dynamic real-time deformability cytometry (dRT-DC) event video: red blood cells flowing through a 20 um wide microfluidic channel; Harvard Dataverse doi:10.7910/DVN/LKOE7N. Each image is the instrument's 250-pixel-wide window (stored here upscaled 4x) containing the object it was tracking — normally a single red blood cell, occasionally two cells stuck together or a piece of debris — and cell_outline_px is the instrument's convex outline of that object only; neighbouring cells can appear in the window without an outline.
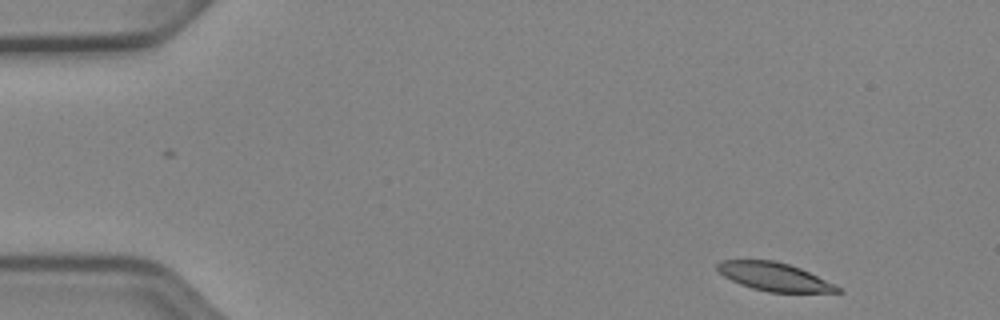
{"species": "Egyptian fruit bat (a non-hibernating species)", "species_latin": "Rousettus aegyptiacus", "temperature_condition": "cold", "stored_images_in_passage": 48, "camera_frame_rate_fps": 3000, "um_per_image_px": 0.085, "animal": {"sex": "female"}, "frame": {"image": 1, "passage_image": 1, "time_ms": 0.0, "image_size_px": [1000, 320], "cell_outline_px": [[844, 292], [768, 292], [752, 288], [740, 284], [724, 276], [716, 268], [716, 264], [720, 260], [776, 260], [800, 268], [840, 288]], "centroid_in_image_um": [65.75, 23.51], "position_along_channel_um": 19.2, "area_um2": 19.48}}
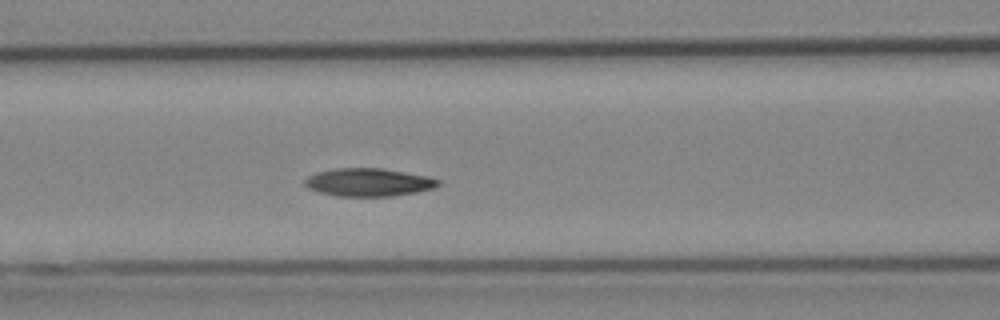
{"frame": {"image": 2, "passage_image": 18, "time_ms": 5.667, "image_size_px": [1000, 320], "cell_outline_px": [[440, 184], [432, 188], [416, 192], [392, 196], [336, 196], [320, 192], [308, 188], [304, 184], [304, 180], [308, 176], [316, 172], [336, 168], [380, 168], [428, 176], [440, 180]], "centroid_in_image_um": [31.3, 15.49], "position_along_channel_um": 135.3, "area_um2": 21.68}}
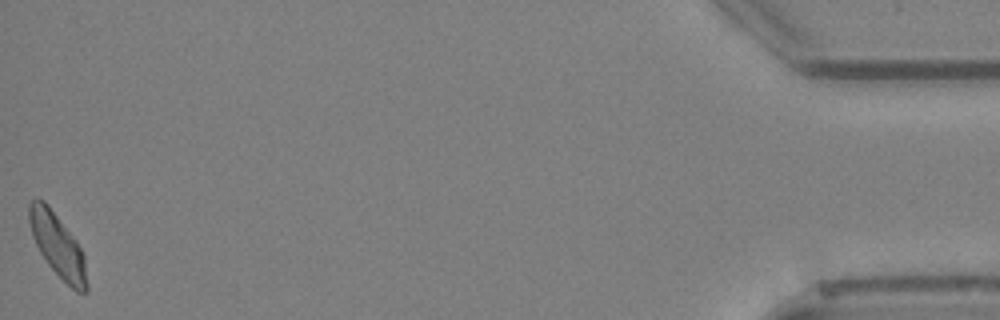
{"frame": {"image": 3, "passage_image": 48, "time_ms": 15.667, "image_size_px": [1000, 320], "cell_outline_px": [[88, 292], [76, 292], [48, 264], [40, 252], [32, 236], [28, 220], [28, 204], [36, 196], [44, 200], [76, 240], [84, 256], [88, 284]], "centroid_in_image_um": [4.89, 20.83], "position_along_channel_um": 430.3, "area_um2": 21.15}, "authors_computed_cell_mechanics": {"area_um2": 21.1548, "velocity_mm_per_s": 3.8872, "shape_relaxation_time_tau1_ms": 5.1778, "shape_relaxation_time_tau2_ms": 7.9299, "deformation_change_tau1": 0.1422, "deformation_change_tau2": 0.1229}}